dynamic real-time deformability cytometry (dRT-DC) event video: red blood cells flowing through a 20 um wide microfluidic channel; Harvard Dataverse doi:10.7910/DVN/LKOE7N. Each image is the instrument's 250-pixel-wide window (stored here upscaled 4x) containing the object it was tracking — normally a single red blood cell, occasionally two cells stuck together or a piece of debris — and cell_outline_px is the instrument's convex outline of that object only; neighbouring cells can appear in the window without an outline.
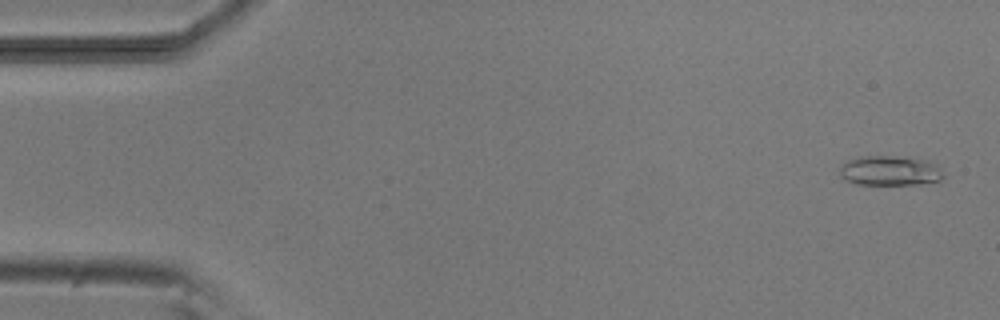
{"species": "common noctule bat (a hibernating species)", "species_latin": "Nyctalus noctula", "temperature_condition": "room temperature", "stored_images_in_passage": 6, "camera_frame_rate_fps": 3000, "um_per_image_px": 0.085, "animal": {"sex": "male", "body_mass_g": 20.5, "forearm_length_mm": 52.5}, "frame": {"image": 1, "passage_image": 1, "time_ms": 0.0, "image_size_px": [1000, 320], "cell_outline_px": [[944, 176], [940, 180], [920, 184], [856, 184], [844, 180], [840, 176], [840, 168], [848, 160], [860, 156], [892, 156], [928, 160], [936, 164]], "centroid_in_image_um": [75.63, 14.51], "position_along_channel_um": 9.4, "area_um2": 17.92}}
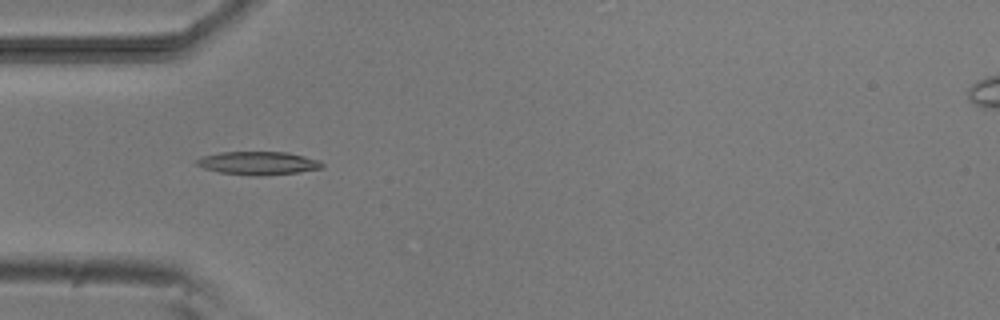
{"frame": {"image": 2, "passage_image": 5, "time_ms": 4.667, "image_size_px": [1000, 320], "cell_outline_px": [[324, 168], [296, 172], [220, 172], [204, 168], [196, 164], [196, 160], [204, 156], [220, 152], [288, 152], [320, 160], [324, 164]], "centroid_in_image_um": [21.99, 13.8], "position_along_channel_um": 63.0, "area_um2": 15.72}}
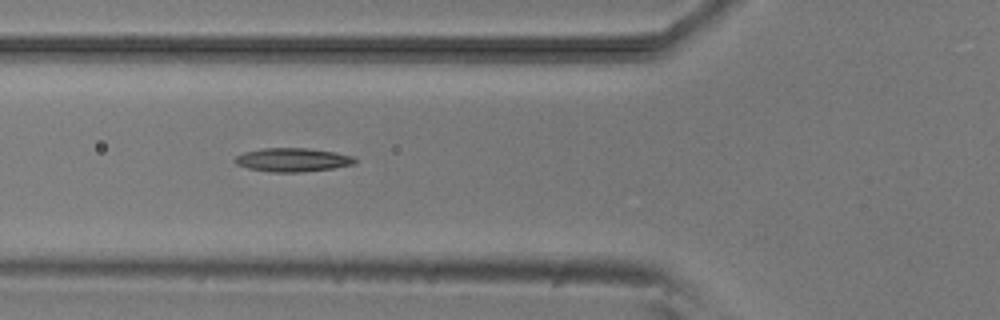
{"frame": {"image": 3, "passage_image": 6, "time_ms": 5.667, "image_size_px": [1000, 320], "cell_outline_px": [[356, 164], [332, 168], [300, 172], [272, 172], [248, 168], [236, 164], [232, 160], [236, 156], [244, 152], [264, 148], [308, 148], [336, 152], [352, 156], [356, 160]], "centroid_in_image_um": [24.86, 13.58], "position_along_channel_um": 100.9, "area_um2": 16.53}}